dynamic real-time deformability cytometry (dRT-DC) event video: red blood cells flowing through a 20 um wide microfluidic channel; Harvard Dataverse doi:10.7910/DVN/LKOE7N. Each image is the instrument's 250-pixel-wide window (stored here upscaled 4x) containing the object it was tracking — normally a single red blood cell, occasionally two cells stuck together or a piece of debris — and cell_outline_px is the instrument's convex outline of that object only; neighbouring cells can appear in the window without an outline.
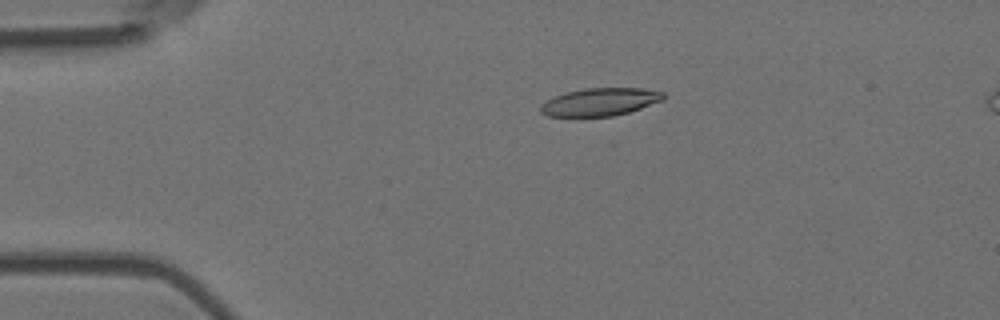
{"species": "Egyptian fruit bat (a non-hibernating species)", "species_latin": "Rousettus aegyptiacus", "temperature_condition": "room temperature", "stored_images_in_passage": 9, "camera_frame_rate_fps": 3000, "um_per_image_px": 0.085, "animal": {"sex": "female"}, "frame": {"image": 1, "passage_image": 4, "time_ms": 1.0, "image_size_px": [1000, 320], "cell_outline_px": [[664, 100], [628, 112], [612, 116], [548, 116], [540, 112], [540, 104], [564, 92], [584, 88], [640, 88], [664, 92]], "centroid_in_image_um": [51.0, 8.65], "position_along_channel_um": 34.0, "area_um2": 19.77}}
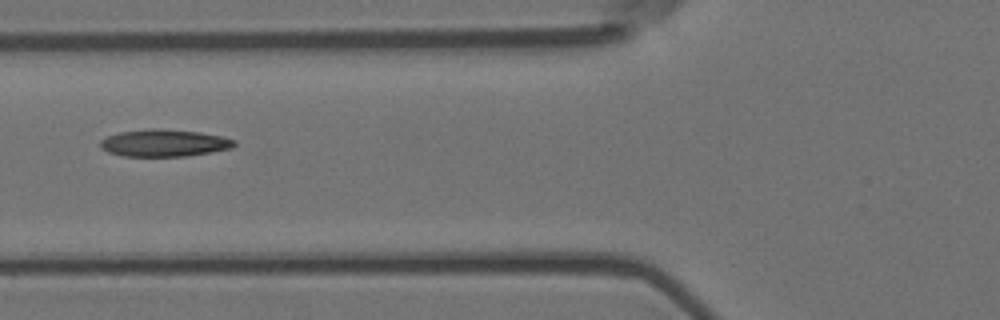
{"frame": {"image": 2, "passage_image": 7, "time_ms": 2.0, "image_size_px": [1000, 320], "cell_outline_px": [[236, 144], [232, 148], [212, 152], [184, 156], [124, 156], [108, 152], [100, 148], [100, 140], [108, 136], [120, 132], [152, 128], [160, 128], [200, 132], [220, 136], [236, 140]], "centroid_in_image_um": [13.95, 12.15], "position_along_channel_um": 111.8, "area_um2": 21.21}}
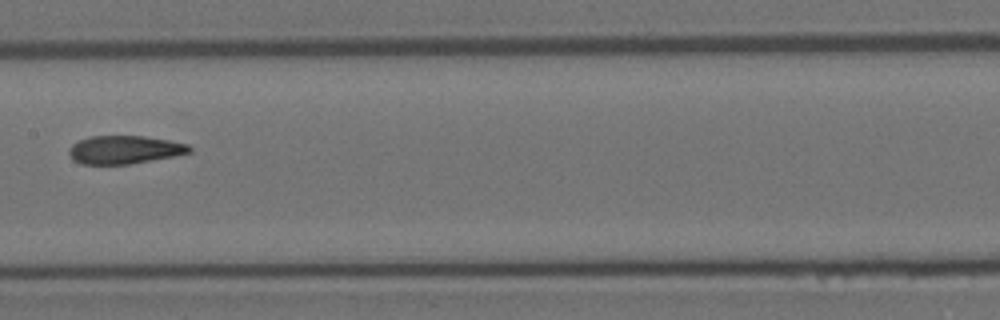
{"frame": {"image": 3, "passage_image": 9, "time_ms": 2.667, "image_size_px": [1000, 320], "cell_outline_px": [[192, 152], [172, 156], [128, 164], [80, 164], [72, 160], [68, 152], [68, 148], [72, 144], [80, 140], [92, 136], [144, 136], [168, 140], [188, 144], [192, 148]], "centroid_in_image_um": [10.55, 12.72], "position_along_channel_um": 196.9, "area_um2": 19.71}}